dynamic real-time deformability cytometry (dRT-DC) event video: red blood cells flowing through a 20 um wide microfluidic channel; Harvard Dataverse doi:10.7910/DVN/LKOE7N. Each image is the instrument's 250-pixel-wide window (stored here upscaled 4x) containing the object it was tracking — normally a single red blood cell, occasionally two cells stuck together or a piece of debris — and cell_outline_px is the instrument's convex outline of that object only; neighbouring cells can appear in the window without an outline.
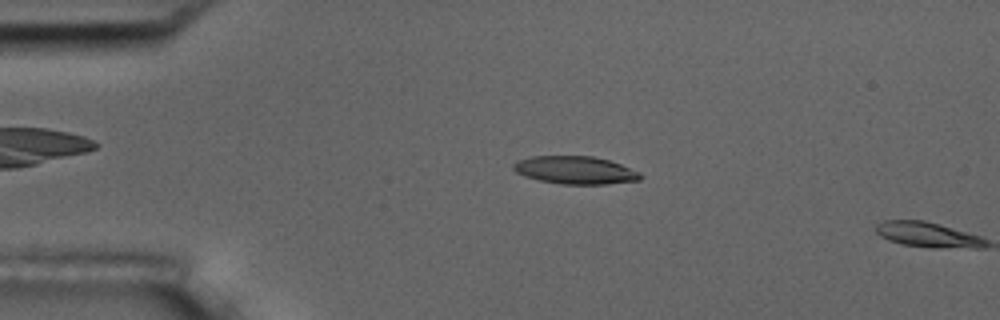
{"species": "common noctule bat (a hibernating species)", "species_latin": "Nyctalus noctula", "temperature_condition": "room temperature", "stored_images_in_passage": 4, "camera_frame_rate_fps": 3000, "um_per_image_px": 0.085, "animal": {"sex": "male", "body_mass_g": 17.5, "forearm_length_mm": 52.3}, "frame": {"image": 1, "passage_image": 3, "time_ms": 2.333, "image_size_px": [1000, 320], "cell_outline_px": [[644, 176], [640, 180], [604, 184], [560, 184], [540, 180], [524, 176], [516, 172], [512, 168], [512, 164], [520, 160], [532, 156], [592, 156], [608, 160], [620, 164], [640, 172]], "centroid_in_image_um": [48.9, 14.46], "position_along_channel_um": 36.1, "area_um2": 20.52}}